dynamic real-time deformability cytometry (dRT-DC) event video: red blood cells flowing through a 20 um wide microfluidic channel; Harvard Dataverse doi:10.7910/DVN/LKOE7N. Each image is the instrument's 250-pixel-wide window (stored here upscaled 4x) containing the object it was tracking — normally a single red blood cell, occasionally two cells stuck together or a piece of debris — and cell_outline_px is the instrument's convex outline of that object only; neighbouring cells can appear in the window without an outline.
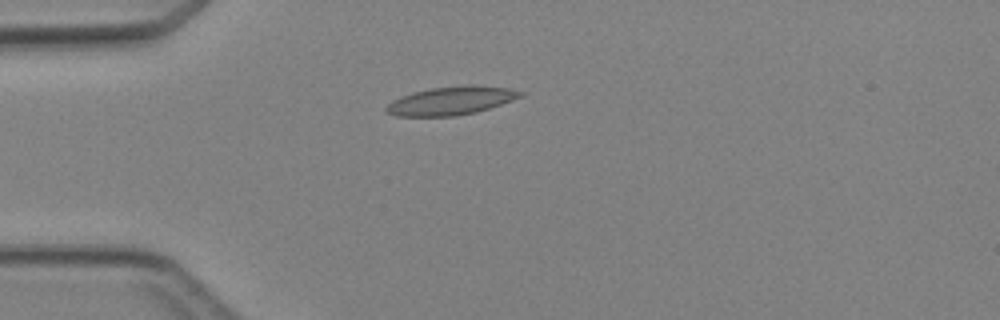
{"species": "Egyptian fruit bat (a non-hibernating species)", "species_latin": "Rousettus aegyptiacus", "temperature_condition": "cold", "stored_images_in_passage": 1, "camera_frame_rate_fps": 3000, "um_per_image_px": 0.085, "animal": {"sex": "female"}, "frame": {"image": 1, "passage_image": 1, "time_ms": 0.0, "image_size_px": [1000, 320], "cell_outline_px": [[524, 96], [476, 112], [456, 116], [396, 116], [384, 112], [384, 108], [392, 100], [400, 96], [412, 92], [432, 88], [468, 84], [476, 84], [508, 88], [524, 92]], "centroid_in_image_um": [38.32, 8.55], "position_along_channel_um": 46.7, "area_um2": 22.37}}